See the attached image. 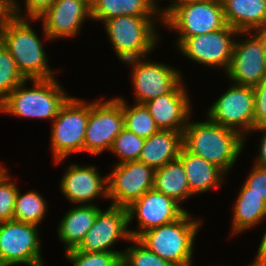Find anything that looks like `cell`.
<instances>
[{"instance_id":"cell-14","label":"cell","mask_w":266,"mask_h":266,"mask_svg":"<svg viewBox=\"0 0 266 266\" xmlns=\"http://www.w3.org/2000/svg\"><path fill=\"white\" fill-rule=\"evenodd\" d=\"M127 208L111 205L100 210L93 226L86 233L80 244L75 248L81 252L123 253L111 250L118 241L132 239L129 230Z\"/></svg>"},{"instance_id":"cell-1","label":"cell","mask_w":266,"mask_h":266,"mask_svg":"<svg viewBox=\"0 0 266 266\" xmlns=\"http://www.w3.org/2000/svg\"><path fill=\"white\" fill-rule=\"evenodd\" d=\"M244 137L234 129L211 122L189 120L183 132V146L227 175L244 147Z\"/></svg>"},{"instance_id":"cell-10","label":"cell","mask_w":266,"mask_h":266,"mask_svg":"<svg viewBox=\"0 0 266 266\" xmlns=\"http://www.w3.org/2000/svg\"><path fill=\"white\" fill-rule=\"evenodd\" d=\"M226 92L208 108L211 122L246 135L254 128V91L252 86L231 83Z\"/></svg>"},{"instance_id":"cell-32","label":"cell","mask_w":266,"mask_h":266,"mask_svg":"<svg viewBox=\"0 0 266 266\" xmlns=\"http://www.w3.org/2000/svg\"><path fill=\"white\" fill-rule=\"evenodd\" d=\"M65 257L74 266H121L123 253L64 251Z\"/></svg>"},{"instance_id":"cell-29","label":"cell","mask_w":266,"mask_h":266,"mask_svg":"<svg viewBox=\"0 0 266 266\" xmlns=\"http://www.w3.org/2000/svg\"><path fill=\"white\" fill-rule=\"evenodd\" d=\"M144 142V138L137 136L124 127L114 139L109 151L114 153L119 159L116 164L138 161Z\"/></svg>"},{"instance_id":"cell-35","label":"cell","mask_w":266,"mask_h":266,"mask_svg":"<svg viewBox=\"0 0 266 266\" xmlns=\"http://www.w3.org/2000/svg\"><path fill=\"white\" fill-rule=\"evenodd\" d=\"M249 176L243 182L249 193H255L266 201V168L253 165Z\"/></svg>"},{"instance_id":"cell-23","label":"cell","mask_w":266,"mask_h":266,"mask_svg":"<svg viewBox=\"0 0 266 266\" xmlns=\"http://www.w3.org/2000/svg\"><path fill=\"white\" fill-rule=\"evenodd\" d=\"M226 23L238 32H251L266 21V0H222Z\"/></svg>"},{"instance_id":"cell-12","label":"cell","mask_w":266,"mask_h":266,"mask_svg":"<svg viewBox=\"0 0 266 266\" xmlns=\"http://www.w3.org/2000/svg\"><path fill=\"white\" fill-rule=\"evenodd\" d=\"M124 64H130L131 80L135 102L145 104L160 95L170 93L181 81V71L150 59H130Z\"/></svg>"},{"instance_id":"cell-39","label":"cell","mask_w":266,"mask_h":266,"mask_svg":"<svg viewBox=\"0 0 266 266\" xmlns=\"http://www.w3.org/2000/svg\"><path fill=\"white\" fill-rule=\"evenodd\" d=\"M249 266H266V231L258 246L255 261L253 260V263L249 264Z\"/></svg>"},{"instance_id":"cell-28","label":"cell","mask_w":266,"mask_h":266,"mask_svg":"<svg viewBox=\"0 0 266 266\" xmlns=\"http://www.w3.org/2000/svg\"><path fill=\"white\" fill-rule=\"evenodd\" d=\"M123 114L124 127L139 137L146 139L160 130L145 104L128 105L123 98Z\"/></svg>"},{"instance_id":"cell-36","label":"cell","mask_w":266,"mask_h":266,"mask_svg":"<svg viewBox=\"0 0 266 266\" xmlns=\"http://www.w3.org/2000/svg\"><path fill=\"white\" fill-rule=\"evenodd\" d=\"M25 16L23 18L37 19L47 9H49L55 0H24Z\"/></svg>"},{"instance_id":"cell-40","label":"cell","mask_w":266,"mask_h":266,"mask_svg":"<svg viewBox=\"0 0 266 266\" xmlns=\"http://www.w3.org/2000/svg\"><path fill=\"white\" fill-rule=\"evenodd\" d=\"M252 32H254V34L260 40L266 54V21L260 27L254 29Z\"/></svg>"},{"instance_id":"cell-25","label":"cell","mask_w":266,"mask_h":266,"mask_svg":"<svg viewBox=\"0 0 266 266\" xmlns=\"http://www.w3.org/2000/svg\"><path fill=\"white\" fill-rule=\"evenodd\" d=\"M232 217V235L244 233L266 219V201L255 193H249V188L243 183Z\"/></svg>"},{"instance_id":"cell-31","label":"cell","mask_w":266,"mask_h":266,"mask_svg":"<svg viewBox=\"0 0 266 266\" xmlns=\"http://www.w3.org/2000/svg\"><path fill=\"white\" fill-rule=\"evenodd\" d=\"M26 80L20 73L14 58L5 46L0 44V102H2L14 88Z\"/></svg>"},{"instance_id":"cell-42","label":"cell","mask_w":266,"mask_h":266,"mask_svg":"<svg viewBox=\"0 0 266 266\" xmlns=\"http://www.w3.org/2000/svg\"><path fill=\"white\" fill-rule=\"evenodd\" d=\"M222 2V0H173V2Z\"/></svg>"},{"instance_id":"cell-43","label":"cell","mask_w":266,"mask_h":266,"mask_svg":"<svg viewBox=\"0 0 266 266\" xmlns=\"http://www.w3.org/2000/svg\"><path fill=\"white\" fill-rule=\"evenodd\" d=\"M2 30L3 29H0V44L2 43Z\"/></svg>"},{"instance_id":"cell-6","label":"cell","mask_w":266,"mask_h":266,"mask_svg":"<svg viewBox=\"0 0 266 266\" xmlns=\"http://www.w3.org/2000/svg\"><path fill=\"white\" fill-rule=\"evenodd\" d=\"M162 11V24L178 32V47L187 37L223 29L227 23L222 2H172Z\"/></svg>"},{"instance_id":"cell-19","label":"cell","mask_w":266,"mask_h":266,"mask_svg":"<svg viewBox=\"0 0 266 266\" xmlns=\"http://www.w3.org/2000/svg\"><path fill=\"white\" fill-rule=\"evenodd\" d=\"M183 82L184 80L170 93L160 95L145 103L160 130L183 133L191 118V99Z\"/></svg>"},{"instance_id":"cell-18","label":"cell","mask_w":266,"mask_h":266,"mask_svg":"<svg viewBox=\"0 0 266 266\" xmlns=\"http://www.w3.org/2000/svg\"><path fill=\"white\" fill-rule=\"evenodd\" d=\"M95 165L71 164L61 177L60 190L72 204L92 205L97 197L108 198L107 174L101 176ZM92 200V201H91Z\"/></svg>"},{"instance_id":"cell-34","label":"cell","mask_w":266,"mask_h":266,"mask_svg":"<svg viewBox=\"0 0 266 266\" xmlns=\"http://www.w3.org/2000/svg\"><path fill=\"white\" fill-rule=\"evenodd\" d=\"M254 127L266 126V78L253 86Z\"/></svg>"},{"instance_id":"cell-13","label":"cell","mask_w":266,"mask_h":266,"mask_svg":"<svg viewBox=\"0 0 266 266\" xmlns=\"http://www.w3.org/2000/svg\"><path fill=\"white\" fill-rule=\"evenodd\" d=\"M107 175L111 205L127 208L147 191L154 189L155 170L143 162L114 164Z\"/></svg>"},{"instance_id":"cell-5","label":"cell","mask_w":266,"mask_h":266,"mask_svg":"<svg viewBox=\"0 0 266 266\" xmlns=\"http://www.w3.org/2000/svg\"><path fill=\"white\" fill-rule=\"evenodd\" d=\"M156 22L162 23V18L155 21L153 16L127 15L103 23L119 61L123 63L130 59L147 58L154 51L160 40L159 32L155 29Z\"/></svg>"},{"instance_id":"cell-44","label":"cell","mask_w":266,"mask_h":266,"mask_svg":"<svg viewBox=\"0 0 266 266\" xmlns=\"http://www.w3.org/2000/svg\"><path fill=\"white\" fill-rule=\"evenodd\" d=\"M4 169V166L0 163V172Z\"/></svg>"},{"instance_id":"cell-2","label":"cell","mask_w":266,"mask_h":266,"mask_svg":"<svg viewBox=\"0 0 266 266\" xmlns=\"http://www.w3.org/2000/svg\"><path fill=\"white\" fill-rule=\"evenodd\" d=\"M27 81L24 80L0 102V113L53 121L70 95H67L56 78L32 79V88L26 87Z\"/></svg>"},{"instance_id":"cell-37","label":"cell","mask_w":266,"mask_h":266,"mask_svg":"<svg viewBox=\"0 0 266 266\" xmlns=\"http://www.w3.org/2000/svg\"><path fill=\"white\" fill-rule=\"evenodd\" d=\"M14 17V0H0V29H3Z\"/></svg>"},{"instance_id":"cell-22","label":"cell","mask_w":266,"mask_h":266,"mask_svg":"<svg viewBox=\"0 0 266 266\" xmlns=\"http://www.w3.org/2000/svg\"><path fill=\"white\" fill-rule=\"evenodd\" d=\"M100 210V207L92 204L78 205V207H72L66 212L57 229L60 242L65 244V251L74 249L80 244L93 226Z\"/></svg>"},{"instance_id":"cell-4","label":"cell","mask_w":266,"mask_h":266,"mask_svg":"<svg viewBox=\"0 0 266 266\" xmlns=\"http://www.w3.org/2000/svg\"><path fill=\"white\" fill-rule=\"evenodd\" d=\"M202 222L199 218L193 219L191 213L186 211L179 219L149 229L137 239L172 265L191 266L194 240Z\"/></svg>"},{"instance_id":"cell-20","label":"cell","mask_w":266,"mask_h":266,"mask_svg":"<svg viewBox=\"0 0 266 266\" xmlns=\"http://www.w3.org/2000/svg\"><path fill=\"white\" fill-rule=\"evenodd\" d=\"M178 159L182 162L193 195L208 192L215 187L219 188L227 178L222 169L189 152L184 146L180 150Z\"/></svg>"},{"instance_id":"cell-33","label":"cell","mask_w":266,"mask_h":266,"mask_svg":"<svg viewBox=\"0 0 266 266\" xmlns=\"http://www.w3.org/2000/svg\"><path fill=\"white\" fill-rule=\"evenodd\" d=\"M8 169L0 172V222L13 220L15 198L18 186L11 181Z\"/></svg>"},{"instance_id":"cell-27","label":"cell","mask_w":266,"mask_h":266,"mask_svg":"<svg viewBox=\"0 0 266 266\" xmlns=\"http://www.w3.org/2000/svg\"><path fill=\"white\" fill-rule=\"evenodd\" d=\"M47 202L37 191H28L21 194L18 189L15 198L13 220L40 225L47 212ZM47 207V208H46Z\"/></svg>"},{"instance_id":"cell-17","label":"cell","mask_w":266,"mask_h":266,"mask_svg":"<svg viewBox=\"0 0 266 266\" xmlns=\"http://www.w3.org/2000/svg\"><path fill=\"white\" fill-rule=\"evenodd\" d=\"M246 34L245 40L235 39L226 74L235 84L253 87L266 78V54L258 37L252 31Z\"/></svg>"},{"instance_id":"cell-21","label":"cell","mask_w":266,"mask_h":266,"mask_svg":"<svg viewBox=\"0 0 266 266\" xmlns=\"http://www.w3.org/2000/svg\"><path fill=\"white\" fill-rule=\"evenodd\" d=\"M182 146V132L159 130L145 139L138 161L157 170L168 162L178 159Z\"/></svg>"},{"instance_id":"cell-7","label":"cell","mask_w":266,"mask_h":266,"mask_svg":"<svg viewBox=\"0 0 266 266\" xmlns=\"http://www.w3.org/2000/svg\"><path fill=\"white\" fill-rule=\"evenodd\" d=\"M89 102L70 96L51 124L50 148L55 165L73 153L84 152Z\"/></svg>"},{"instance_id":"cell-16","label":"cell","mask_w":266,"mask_h":266,"mask_svg":"<svg viewBox=\"0 0 266 266\" xmlns=\"http://www.w3.org/2000/svg\"><path fill=\"white\" fill-rule=\"evenodd\" d=\"M86 19L92 20L90 0H55L37 21H43V36L49 41L77 36Z\"/></svg>"},{"instance_id":"cell-26","label":"cell","mask_w":266,"mask_h":266,"mask_svg":"<svg viewBox=\"0 0 266 266\" xmlns=\"http://www.w3.org/2000/svg\"><path fill=\"white\" fill-rule=\"evenodd\" d=\"M154 189L179 204L193 196L189 189L184 167L179 159L168 162L155 170Z\"/></svg>"},{"instance_id":"cell-11","label":"cell","mask_w":266,"mask_h":266,"mask_svg":"<svg viewBox=\"0 0 266 266\" xmlns=\"http://www.w3.org/2000/svg\"><path fill=\"white\" fill-rule=\"evenodd\" d=\"M245 32H238L228 24L220 30L187 37L177 50L186 58L205 66L228 70L233 54L235 39Z\"/></svg>"},{"instance_id":"cell-3","label":"cell","mask_w":266,"mask_h":266,"mask_svg":"<svg viewBox=\"0 0 266 266\" xmlns=\"http://www.w3.org/2000/svg\"><path fill=\"white\" fill-rule=\"evenodd\" d=\"M34 21L37 19L14 17L2 30V44L26 80L55 78L59 70L50 68L42 39L29 23Z\"/></svg>"},{"instance_id":"cell-15","label":"cell","mask_w":266,"mask_h":266,"mask_svg":"<svg viewBox=\"0 0 266 266\" xmlns=\"http://www.w3.org/2000/svg\"><path fill=\"white\" fill-rule=\"evenodd\" d=\"M163 193L151 189L127 207L129 226L135 216L138 230H130L132 238L145 231L179 219L187 210Z\"/></svg>"},{"instance_id":"cell-30","label":"cell","mask_w":266,"mask_h":266,"mask_svg":"<svg viewBox=\"0 0 266 266\" xmlns=\"http://www.w3.org/2000/svg\"><path fill=\"white\" fill-rule=\"evenodd\" d=\"M130 242L134 245H130L123 251L121 266H174L149 250L137 238H132Z\"/></svg>"},{"instance_id":"cell-9","label":"cell","mask_w":266,"mask_h":266,"mask_svg":"<svg viewBox=\"0 0 266 266\" xmlns=\"http://www.w3.org/2000/svg\"><path fill=\"white\" fill-rule=\"evenodd\" d=\"M96 100L89 103L84 152L98 155L109 151L116 136L124 128L123 98Z\"/></svg>"},{"instance_id":"cell-41","label":"cell","mask_w":266,"mask_h":266,"mask_svg":"<svg viewBox=\"0 0 266 266\" xmlns=\"http://www.w3.org/2000/svg\"><path fill=\"white\" fill-rule=\"evenodd\" d=\"M17 2H18L17 0H14V15H15V17L23 18V16L21 15L22 9H20V6L18 5L19 3H17Z\"/></svg>"},{"instance_id":"cell-8","label":"cell","mask_w":266,"mask_h":266,"mask_svg":"<svg viewBox=\"0 0 266 266\" xmlns=\"http://www.w3.org/2000/svg\"><path fill=\"white\" fill-rule=\"evenodd\" d=\"M38 225L8 220L0 222V266H45Z\"/></svg>"},{"instance_id":"cell-24","label":"cell","mask_w":266,"mask_h":266,"mask_svg":"<svg viewBox=\"0 0 266 266\" xmlns=\"http://www.w3.org/2000/svg\"><path fill=\"white\" fill-rule=\"evenodd\" d=\"M92 20L103 23L118 16H158L161 8L153 0H93Z\"/></svg>"},{"instance_id":"cell-38","label":"cell","mask_w":266,"mask_h":266,"mask_svg":"<svg viewBox=\"0 0 266 266\" xmlns=\"http://www.w3.org/2000/svg\"><path fill=\"white\" fill-rule=\"evenodd\" d=\"M259 131L262 132L263 135L261 136L262 138L259 140V153L256 155V160L254 161V165L258 167H264L266 168V126L262 127H254L252 131Z\"/></svg>"}]
</instances>
